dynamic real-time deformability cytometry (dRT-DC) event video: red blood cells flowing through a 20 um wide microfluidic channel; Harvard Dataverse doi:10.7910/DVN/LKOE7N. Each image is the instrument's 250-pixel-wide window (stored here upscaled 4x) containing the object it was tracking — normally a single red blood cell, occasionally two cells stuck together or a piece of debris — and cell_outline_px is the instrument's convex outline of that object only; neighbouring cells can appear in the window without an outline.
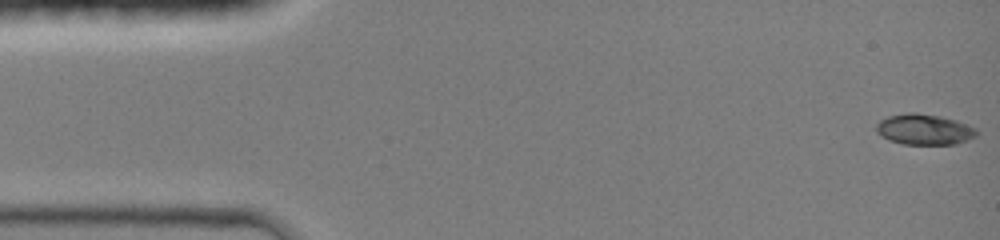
{"species": "common noctule bat (a hibernating species)", "species_latin": "Nyctalus noctula", "temperature_condition": "room temperature", "stored_images_in_passage": 22, "camera_frame_rate_fps": 3000, "um_per_image_px": 0.085, "animal": {"sex": "female", "body_mass_g": 19.0, "forearm_length_mm": 51.5}, "frame": {"image": 1, "passage_image": 1, "time_ms": 0.0, "image_size_px": [1000, 240], "cell_outline_px": [[980, 132], [976, 136], [956, 144], [904, 144], [888, 140], [880, 136], [876, 132], [876, 124], [880, 120], [888, 116], [908, 112], [916, 112], [940, 116], [956, 120], [976, 128]], "centroid_in_image_um": [78.55, 11.0], "position_along_channel_um": 6.5, "area_um2": 18.09}}
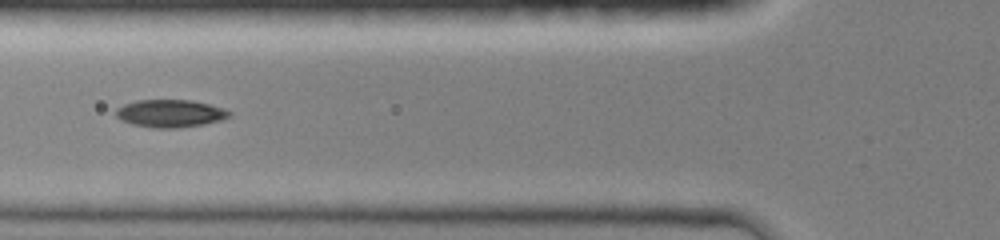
{"frame": {"image": 2, "passage_image": 13, "time_ms": 5.333, "image_size_px": [1000, 240], "cell_outline_px": [[232, 116], [220, 120], [204, 124], [180, 128], [152, 128], [132, 124], [116, 116], [116, 108], [124, 104], [136, 100], [192, 100], [224, 108], [232, 112]], "centroid_in_image_um": [14.5, 9.64], "position_along_channel_um": 111.3, "area_um2": 18.32}}
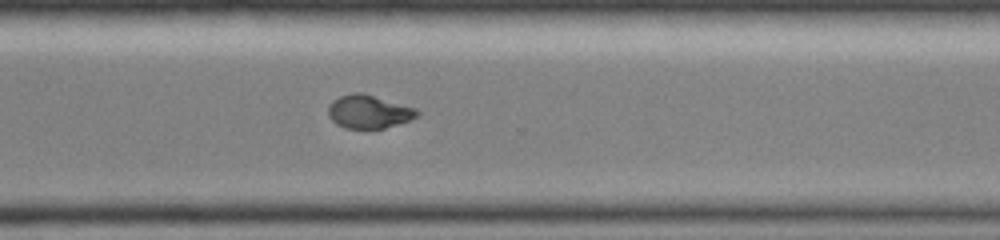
{"frame": {"image": 3, "passage_image": 22, "time_ms": 10.667, "image_size_px": [1000, 240], "cell_outline_px": [[420, 112], [416, 116], [408, 120], [384, 128], [344, 128], [336, 124], [328, 116], [328, 104], [332, 100], [340, 96], [352, 92], [364, 92], [416, 108]], "centroid_in_image_um": [31.3, 9.47], "position_along_channel_um": 339.3, "area_um2": 17.34}}